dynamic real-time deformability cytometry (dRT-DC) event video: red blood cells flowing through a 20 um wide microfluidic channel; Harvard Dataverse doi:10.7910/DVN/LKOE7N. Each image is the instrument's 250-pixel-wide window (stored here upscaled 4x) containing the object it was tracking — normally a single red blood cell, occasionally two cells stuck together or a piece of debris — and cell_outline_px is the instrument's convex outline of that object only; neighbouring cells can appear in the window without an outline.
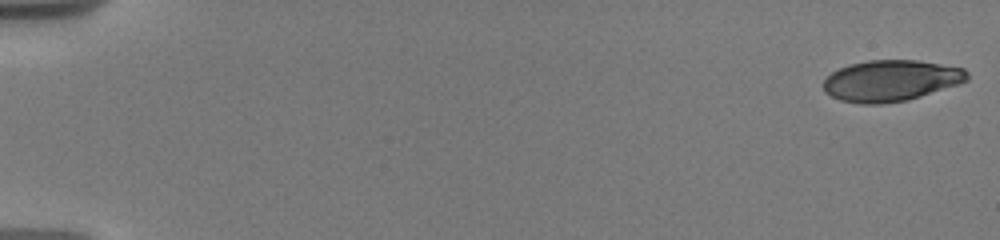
{"species": "human", "species_latin": "Homo sapiens", "temperature_condition": "warm", "stored_images_in_passage": 21, "camera_frame_rate_fps": 3000, "um_per_image_px": 0.085, "donor": {"sex": "male"}, "frame": {"image": 1, "passage_image": 1, "time_ms": 0.0, "image_size_px": [1000, 240], "cell_outline_px": [[968, 80], [960, 84], [908, 100], [880, 104], [860, 104], [840, 100], [824, 92], [824, 80], [832, 72], [848, 64], [868, 60], [916, 60], [964, 68], [968, 72]], "centroid_in_image_um": [75.73, 6.86], "position_along_channel_um": 9.3, "area_um2": 34.56}}
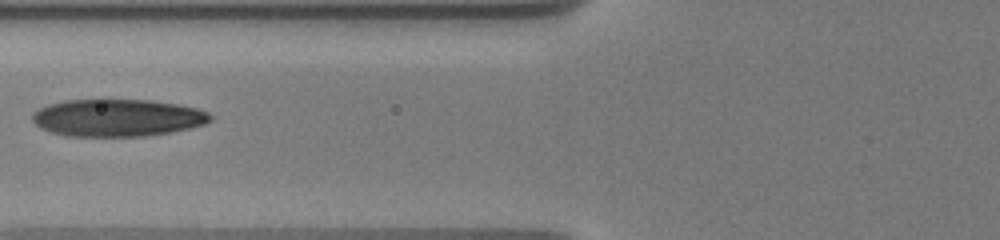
{"frame": {"image": 2, "passage_image": 18, "time_ms": 7.667, "image_size_px": [1000, 240], "cell_outline_px": [[212, 120], [204, 124], [172, 132], [144, 136], [64, 136], [40, 128], [32, 120], [32, 112], [48, 104], [64, 100], [100, 96], [104, 96], [148, 100], [176, 104], [196, 108], [208, 112], [212, 116]], "centroid_in_image_um": [9.92, 9.96], "position_along_channel_um": 115.9, "area_um2": 39.94}}
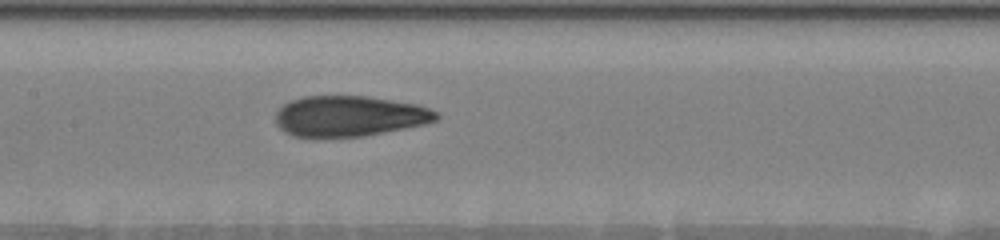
{"frame": {"image": 3, "passage_image": 21, "time_ms": 9.333, "image_size_px": [1000, 240], "cell_outline_px": [[440, 116], [436, 120], [424, 124], [364, 136], [312, 140], [292, 136], [284, 132], [276, 124], [276, 112], [284, 104], [292, 100], [304, 96], [368, 96], [416, 104], [428, 108], [436, 112]], "centroid_in_image_um": [29.62, 9.91], "position_along_channel_um": 177.8, "area_um2": 38.73}}